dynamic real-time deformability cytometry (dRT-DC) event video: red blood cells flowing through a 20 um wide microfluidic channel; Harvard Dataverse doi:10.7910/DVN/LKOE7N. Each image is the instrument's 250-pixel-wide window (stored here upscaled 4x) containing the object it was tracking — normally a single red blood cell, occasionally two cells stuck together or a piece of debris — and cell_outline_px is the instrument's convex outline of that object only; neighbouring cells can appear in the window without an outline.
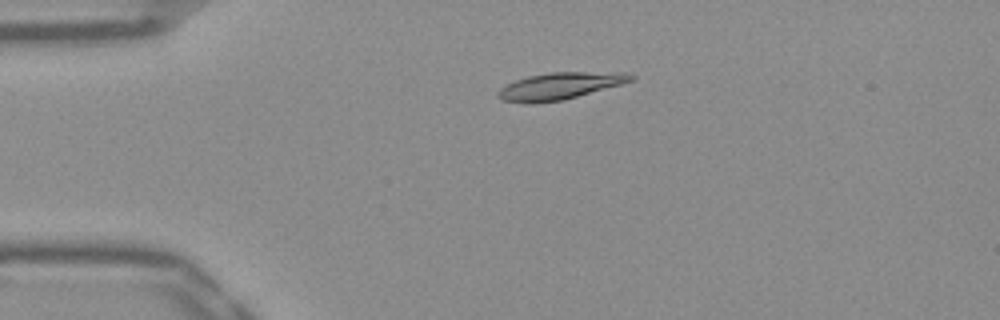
{"species": "Egyptian fruit bat (a non-hibernating species)", "species_latin": "Rousettus aegyptiacus", "temperature_condition": "warm", "stored_images_in_passage": 35, "camera_frame_rate_fps": 3000, "um_per_image_px": 0.085, "frame": {"image": 1, "passage_image": 2, "time_ms": 0.333, "image_size_px": [1000, 320], "cell_outline_px": [[636, 76], [632, 80], [620, 84], [564, 100], [532, 104], [524, 104], [504, 100], [496, 96], [496, 92], [500, 88], [516, 80], [528, 76], [552, 72], [624, 72]], "centroid_in_image_um": [47.55, 7.32], "position_along_channel_um": 37.5, "area_um2": 20.81}}
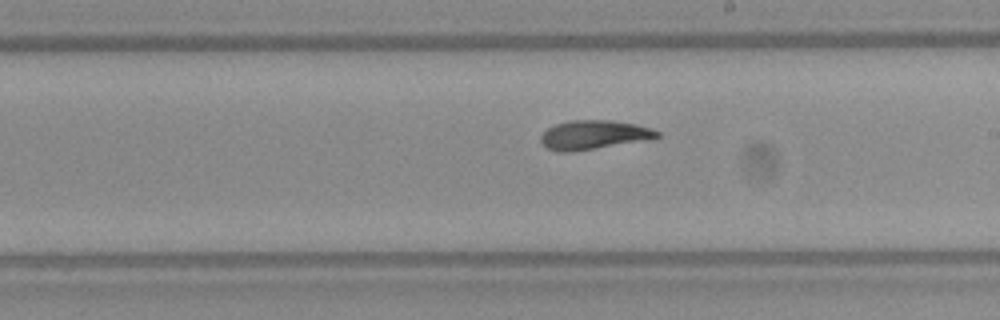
{"frame": {"image": 2, "passage_image": 20, "time_ms": 6.333, "image_size_px": [1000, 320], "cell_outline_px": [[660, 136], [656, 140], [568, 152], [560, 152], [548, 148], [540, 140], [540, 136], [548, 128], [556, 124], [568, 120], [612, 120], [636, 124], [652, 128], [660, 132]], "centroid_in_image_um": [50.57, 11.46], "position_along_channel_um": 238.4, "area_um2": 20.06}}
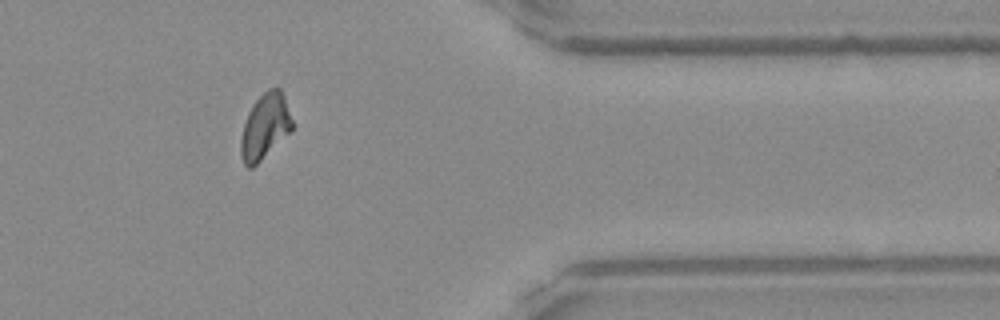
{"frame": {"image": 3, "passage_image": 33, "time_ms": 10.667, "image_size_px": [1000, 320], "cell_outline_px": [[292, 132], [252, 168], [248, 168], [244, 164], [240, 152], [240, 140], [244, 124], [248, 112], [252, 104], [268, 88], [276, 84], [280, 88], [284, 96], [292, 120]], "centroid_in_image_um": [22.53, 10.73], "position_along_channel_um": 388.9, "area_um2": 19.77}, "authors_computed_cell_mechanics": {"area_um2": 19.941, "velocity_mm_per_s": 3.911, "shape_relaxation_time_tau1_ms": 6.9663, "shape_relaxation_time_tau2_ms": 2.8184, "deformation_change_tau1": 0.2104, "deformation_change_tau2": 0.0839}}